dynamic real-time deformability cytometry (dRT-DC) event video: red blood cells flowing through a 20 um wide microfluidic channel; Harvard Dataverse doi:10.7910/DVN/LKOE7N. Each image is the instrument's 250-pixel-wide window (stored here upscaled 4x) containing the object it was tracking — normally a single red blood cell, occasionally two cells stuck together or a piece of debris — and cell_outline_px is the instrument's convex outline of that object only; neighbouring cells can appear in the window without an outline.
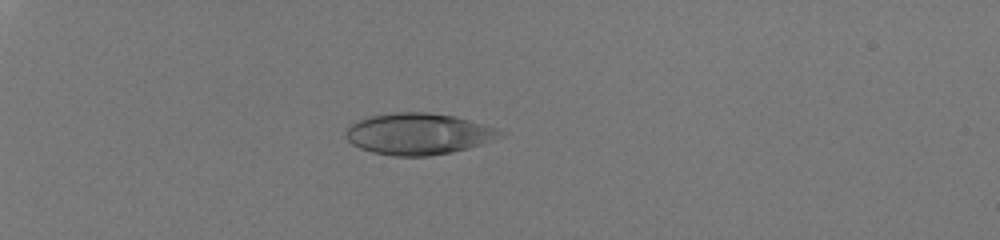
{"species": "human", "species_latin": "Homo sapiens", "temperature_condition": "room temperature", "stored_images_in_passage": 37, "camera_frame_rate_fps": 3000, "um_per_image_px": 0.085, "donor": {"sex": "male"}, "frame": {"image": 1, "passage_image": 1, "time_ms": 0.0, "image_size_px": [1000, 240], "cell_outline_px": [[508, 132], [504, 136], [468, 148], [452, 152], [428, 156], [392, 156], [372, 152], [360, 148], [352, 144], [344, 136], [344, 132], [348, 124], [356, 120], [372, 116], [396, 112], [428, 112], [452, 116], [468, 120], [496, 128]], "centroid_in_image_um": [35.53, 11.38], "position_along_channel_um": 49.5, "area_um2": 37.4}}
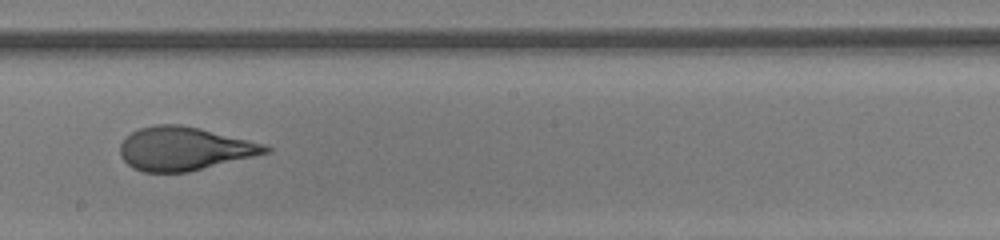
{"frame": {"image": 2, "passage_image": 19, "time_ms": 6.0, "image_size_px": [1000, 240], "cell_outline_px": [[272, 152], [188, 172], [144, 172], [132, 168], [120, 156], [120, 144], [132, 132], [140, 128], [156, 124], [180, 124], [200, 128], [264, 144], [272, 148]], "centroid_in_image_um": [15.66, 12.64], "position_along_channel_um": 232.5, "area_um2": 36.7}}
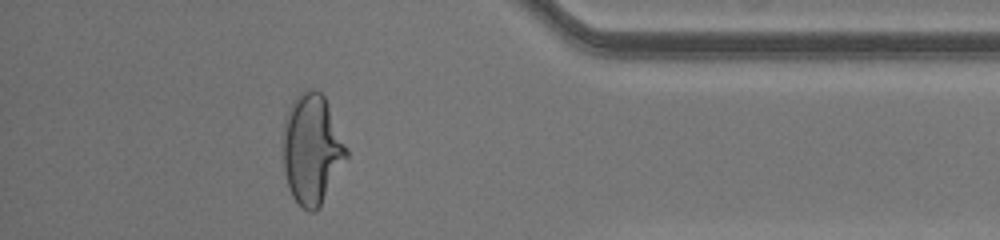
{"frame": {"image": 3, "passage_image": 33, "time_ms": 10.667, "image_size_px": [1000, 240], "cell_outline_px": [[348, 156], [316, 212], [308, 212], [292, 196], [288, 188], [284, 172], [280, 144], [284, 120], [288, 108], [296, 96], [300, 92], [308, 88], [312, 88], [320, 92], [324, 96], [348, 148]], "centroid_in_image_um": [26.46, 12.65], "position_along_channel_um": 408.7, "area_um2": 41.15}, "authors_computed_cell_mechanics": {"area_um2": 37.3966, "velocity_mm_per_s": 4.1325, "shape_relaxation_time_tau1_ms": 5.5881, "shape_relaxation_time_tau2_ms": 0.6592, "deformation_change_tau1": 0.2388, "deformation_change_tau2": 0.0784}}